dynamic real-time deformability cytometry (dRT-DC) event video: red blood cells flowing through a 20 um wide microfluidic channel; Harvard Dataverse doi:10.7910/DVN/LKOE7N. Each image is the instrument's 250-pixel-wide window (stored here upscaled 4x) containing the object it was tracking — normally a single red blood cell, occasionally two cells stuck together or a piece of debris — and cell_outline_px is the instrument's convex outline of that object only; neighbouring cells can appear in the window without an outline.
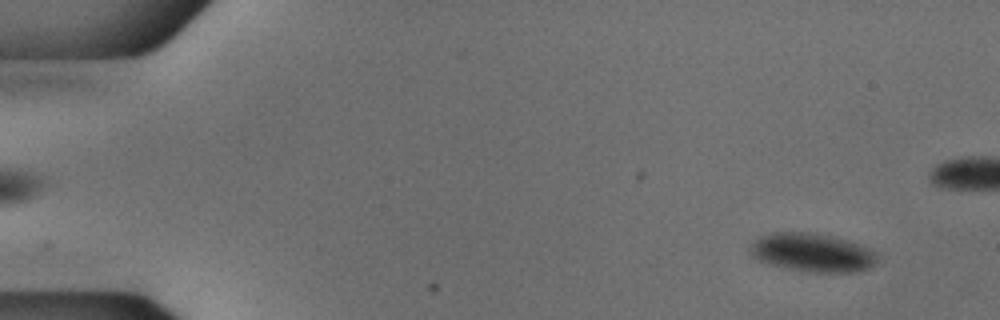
{"species": "common noctule bat (a hibernating species)", "species_latin": "Nyctalus noctula", "temperature_condition": "cold", "stored_images_in_passage": 48, "camera_frame_rate_fps": 3000, "um_per_image_px": 0.085, "animal": {"sex": "male", "body_mass_g": 18.8}, "frame": {"image": 1, "passage_image": 4, "time_ms": 1.0, "image_size_px": [1000, 320], "cell_outline_px": [[876, 260], [868, 268], [856, 272], [812, 272], [784, 268], [768, 264], [756, 260], [748, 252], [748, 248], [756, 240], [764, 236], [776, 232], [804, 232], [832, 236], [848, 240], [868, 248], [876, 252]], "centroid_in_image_um": [69.0, 21.48], "position_along_channel_um": 16.0, "area_um2": 28.38}}
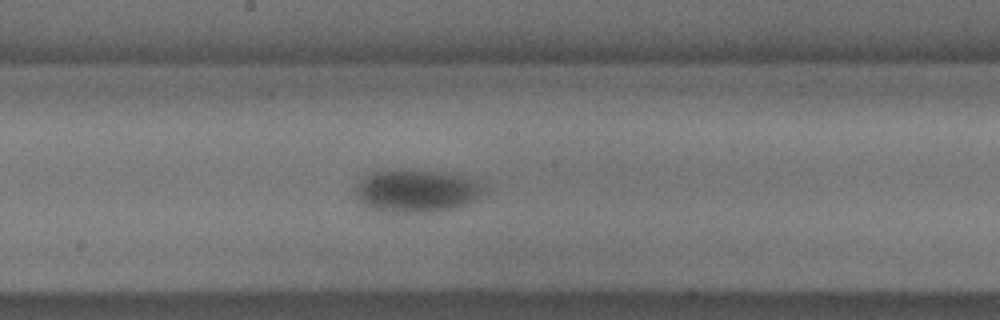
{"frame": {"image": 2, "passage_image": 29, "time_ms": 9.333, "image_size_px": [1000, 320], "cell_outline_px": [[484, 192], [468, 204], [456, 208], [428, 212], [392, 212], [372, 208], [364, 204], [356, 196], [356, 184], [360, 180], [372, 172], [396, 168], [400, 168], [444, 172], [464, 176], [480, 180], [484, 184]], "centroid_in_image_um": [35.44, 16.19], "position_along_channel_um": 212.8, "area_um2": 32.31}}
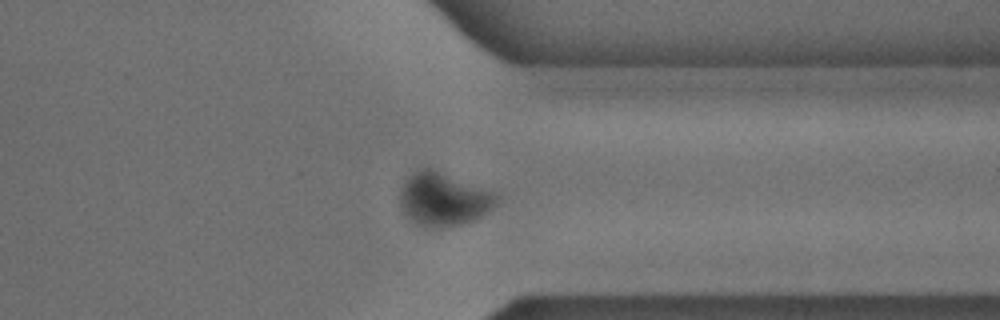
{"frame": {"image": 3, "passage_image": 42, "time_ms": 13.667, "image_size_px": [1000, 320], "cell_outline_px": [[496, 204], [488, 212], [472, 220], [460, 224], [432, 228], [416, 224], [404, 212], [400, 204], [400, 188], [404, 180], [408, 176], [420, 168], [432, 168], [496, 192]], "centroid_in_image_um": [37.67, 16.91], "position_along_channel_um": 373.7, "area_um2": 29.82}}